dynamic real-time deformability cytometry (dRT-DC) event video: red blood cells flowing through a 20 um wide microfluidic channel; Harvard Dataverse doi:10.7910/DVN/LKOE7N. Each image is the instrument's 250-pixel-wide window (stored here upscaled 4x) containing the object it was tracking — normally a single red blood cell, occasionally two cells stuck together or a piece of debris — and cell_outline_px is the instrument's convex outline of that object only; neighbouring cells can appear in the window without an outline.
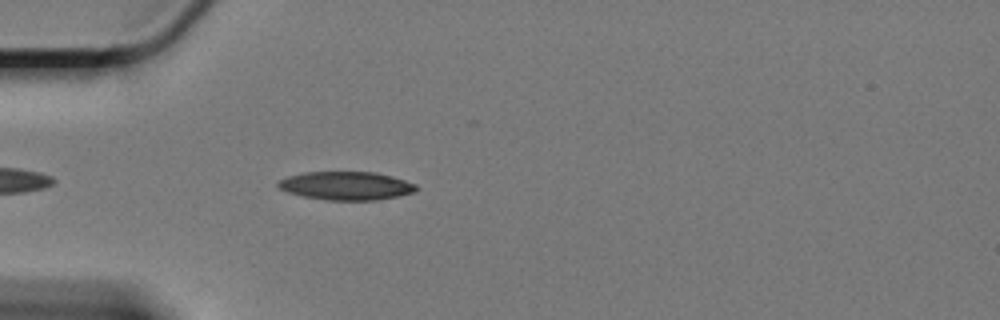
{"species": "Egyptian fruit bat (a non-hibernating species)", "species_latin": "Rousettus aegyptiacus", "temperature_condition": "cold", "stored_images_in_passage": 25, "camera_frame_rate_fps": 3000, "um_per_image_px": 0.085, "animal": {"sex": "female"}, "frame": {"image": 1, "passage_image": 5, "time_ms": 1.333, "image_size_px": [1000, 320], "cell_outline_px": [[420, 188], [412, 192], [400, 196], [376, 200], [324, 200], [304, 196], [288, 192], [280, 188], [276, 184], [280, 180], [288, 176], [304, 172], [376, 172], [392, 176], [416, 184]], "centroid_in_image_um": [29.45, 15.79], "position_along_channel_um": 55.5, "area_um2": 22.83}}
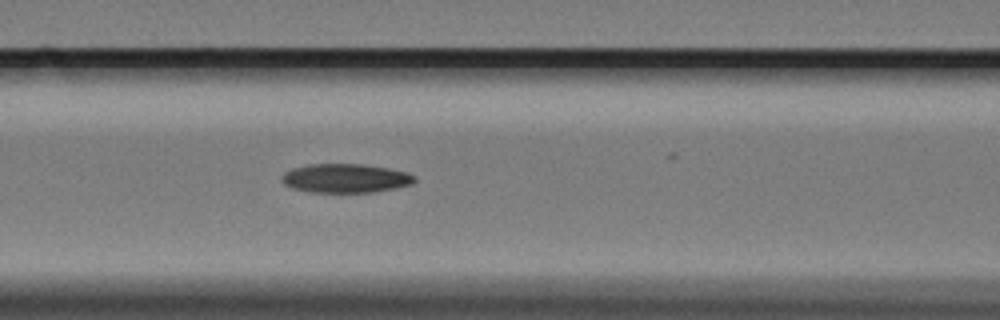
{"frame": {"image": 2, "passage_image": 13, "time_ms": 4.0, "image_size_px": [1000, 320], "cell_outline_px": [[416, 180], [412, 184], [372, 192], [308, 192], [292, 188], [284, 184], [280, 180], [280, 176], [284, 172], [292, 168], [308, 164], [360, 164], [388, 168], [408, 172], [416, 176]], "centroid_in_image_um": [29.32, 15.15], "position_along_channel_um": 137.3, "area_um2": 22.48}}
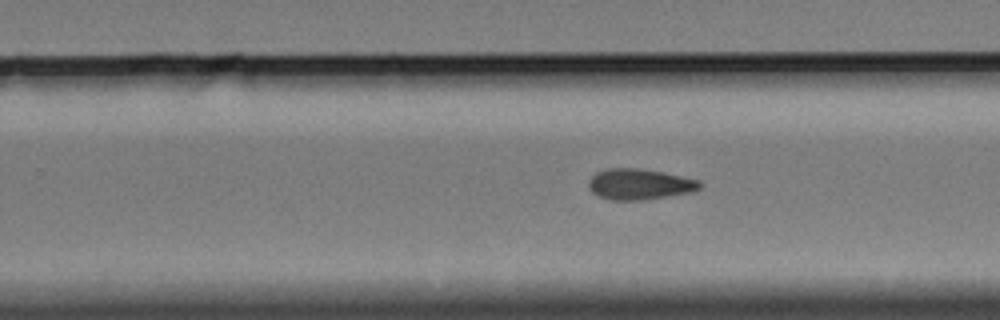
{"frame": {"image": 3, "passage_image": 22, "time_ms": 7.0, "image_size_px": [1000, 320], "cell_outline_px": [[704, 184], [700, 188], [692, 192], [644, 200], [612, 200], [600, 196], [592, 192], [588, 184], [588, 180], [596, 172], [608, 168], [636, 168], [660, 172], [700, 180]], "centroid_in_image_um": [54.37, 15.66], "position_along_channel_um": 275.4, "area_um2": 19.88}}